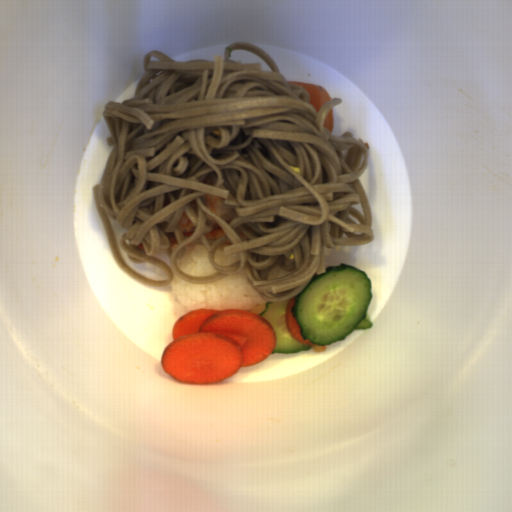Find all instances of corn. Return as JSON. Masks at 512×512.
I'll list each match as a JSON object with an SVG mask.
<instances>
[{"mask_svg": "<svg viewBox=\"0 0 512 512\" xmlns=\"http://www.w3.org/2000/svg\"><path fill=\"white\" fill-rule=\"evenodd\" d=\"M290 168H291L293 171H296V172H300V171H301L300 167H297V166H290Z\"/></svg>", "mask_w": 512, "mask_h": 512, "instance_id": "51d56268", "label": "corn"}]
</instances>
